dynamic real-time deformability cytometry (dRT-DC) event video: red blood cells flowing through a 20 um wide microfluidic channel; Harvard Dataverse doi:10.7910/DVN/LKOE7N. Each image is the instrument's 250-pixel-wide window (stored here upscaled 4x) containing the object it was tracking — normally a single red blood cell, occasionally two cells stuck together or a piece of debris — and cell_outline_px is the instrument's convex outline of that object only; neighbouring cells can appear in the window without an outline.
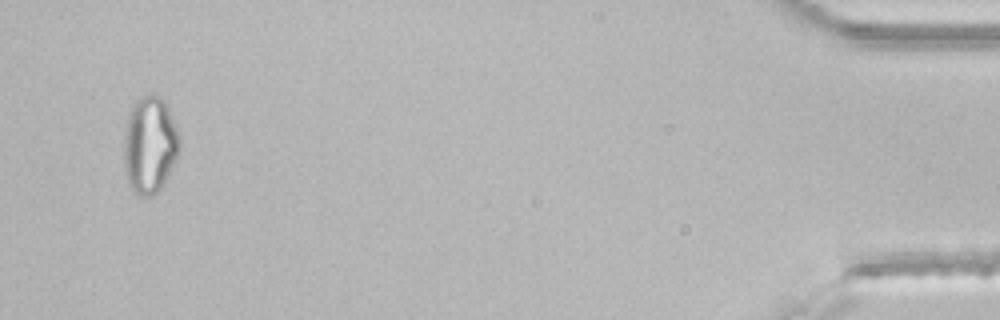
{"species": "common noctule bat (a hibernating species)", "species_latin": "Nyctalus noctula", "temperature_condition": "room temperature", "stored_images_in_passage": 35, "segment_of_instrument_passage": [2, 2], "camera_frame_rate_fps": 3000, "um_per_image_px": 0.085, "animal": {"sex": "male", "body_mass_g": 21.5, "forearm_length_mm": 52.0}, "frame": {"image": 1, "passage_image": 33, "time_ms": 10.667, "image_size_px": [1000, 320], "cell_outline_px": [[180, 152], [164, 184], [152, 196], [140, 196], [132, 192], [128, 184], [124, 168], [124, 136], [128, 116], [132, 104], [144, 92], [160, 96], [168, 104], [180, 136]], "centroid_in_image_um": [12.74, 12.29], "position_along_channel_um": 422.5, "area_um2": 32.25}}